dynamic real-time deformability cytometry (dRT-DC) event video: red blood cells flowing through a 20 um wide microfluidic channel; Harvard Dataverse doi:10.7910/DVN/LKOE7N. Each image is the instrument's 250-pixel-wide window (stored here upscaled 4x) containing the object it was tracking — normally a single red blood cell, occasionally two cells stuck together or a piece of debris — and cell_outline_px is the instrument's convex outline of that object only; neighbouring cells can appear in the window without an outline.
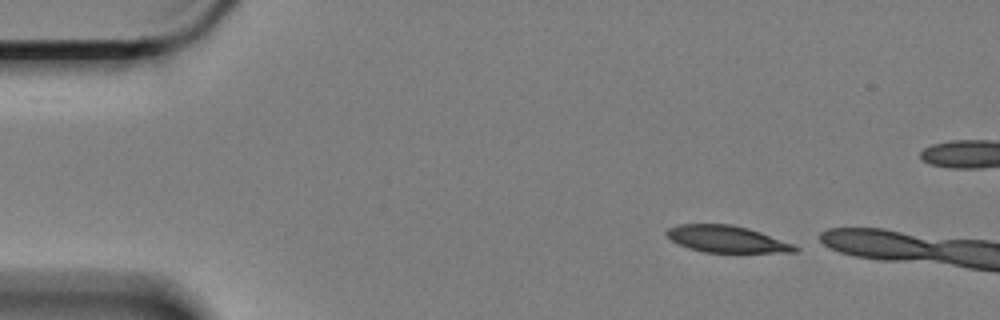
{"species": "Egyptian fruit bat (a non-hibernating species)", "species_latin": "Rousettus aegyptiacus", "temperature_condition": "cold", "stored_images_in_passage": 10, "camera_frame_rate_fps": 3000, "um_per_image_px": 0.085, "animal": {"sex": "female"}, "frame": {"image": 1, "passage_image": 1, "time_ms": 0.0, "image_size_px": [1000, 320], "cell_outline_px": [[800, 248], [796, 252], [704, 252], [688, 248], [672, 240], [664, 232], [668, 228], [676, 224], [732, 224], [748, 228], [760, 232], [792, 244]], "centroid_in_image_um": [61.73, 20.31], "position_along_channel_um": 23.3, "area_um2": 19.83}}